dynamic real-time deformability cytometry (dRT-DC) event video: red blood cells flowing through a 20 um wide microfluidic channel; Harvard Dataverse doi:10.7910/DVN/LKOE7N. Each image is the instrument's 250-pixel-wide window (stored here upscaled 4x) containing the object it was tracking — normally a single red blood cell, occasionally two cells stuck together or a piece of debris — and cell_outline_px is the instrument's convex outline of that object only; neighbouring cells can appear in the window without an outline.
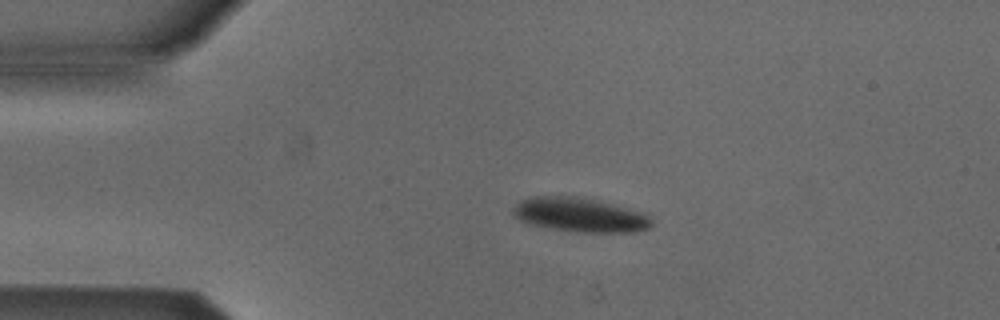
{"species": "Egyptian fruit bat (a non-hibernating species)", "species_latin": "Rousettus aegyptiacus", "temperature_condition": "cold", "stored_images_in_passage": 3, "camera_frame_rate_fps": 3000, "um_per_image_px": 0.085, "animal": {"sex": "male"}, "frame": {"image": 1, "passage_image": 2, "time_ms": 0.333, "image_size_px": [1000, 320], "cell_outline_px": [[652, 224], [648, 228], [636, 232], [576, 232], [528, 224], [512, 216], [512, 208], [520, 200], [532, 196], [572, 196], [600, 200], [648, 212], [652, 220]], "centroid_in_image_um": [49.33, 18.25], "position_along_channel_um": 35.7, "area_um2": 28.21}}